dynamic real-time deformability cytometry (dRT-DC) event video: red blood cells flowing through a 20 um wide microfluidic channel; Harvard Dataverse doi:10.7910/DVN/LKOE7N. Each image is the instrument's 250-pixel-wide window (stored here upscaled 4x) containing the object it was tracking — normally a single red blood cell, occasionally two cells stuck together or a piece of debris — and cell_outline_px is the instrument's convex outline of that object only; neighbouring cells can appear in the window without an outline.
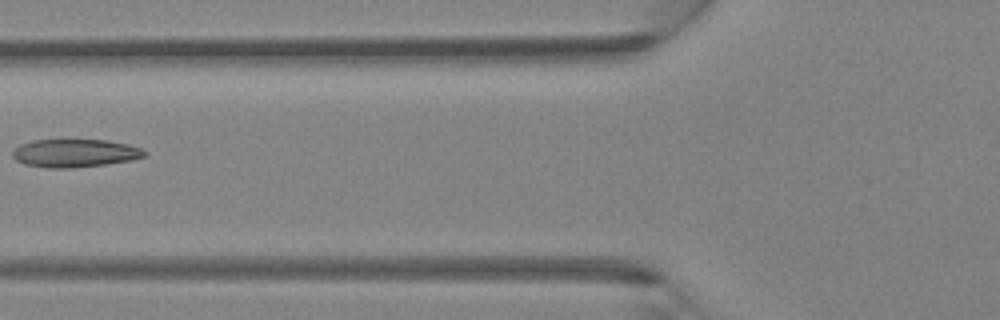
{"species": "Egyptian fruit bat (a non-hibernating species)", "species_latin": "Rousettus aegyptiacus", "temperature_condition": "room temperature", "stored_images_in_passage": 6, "camera_frame_rate_fps": 3000, "um_per_image_px": 0.085, "animal": {"sex": "female"}, "frame": {"image": 1, "passage_image": 6, "time_ms": 1.667, "image_size_px": [1000, 320], "cell_outline_px": [[148, 152], [144, 156], [132, 160], [104, 164], [72, 168], [44, 168], [24, 164], [16, 160], [12, 156], [12, 152], [20, 144], [32, 140], [108, 140], [128, 144], [140, 148]], "centroid_in_image_um": [6.35, 13.02], "position_along_channel_um": 119.5, "area_um2": 21.62}}